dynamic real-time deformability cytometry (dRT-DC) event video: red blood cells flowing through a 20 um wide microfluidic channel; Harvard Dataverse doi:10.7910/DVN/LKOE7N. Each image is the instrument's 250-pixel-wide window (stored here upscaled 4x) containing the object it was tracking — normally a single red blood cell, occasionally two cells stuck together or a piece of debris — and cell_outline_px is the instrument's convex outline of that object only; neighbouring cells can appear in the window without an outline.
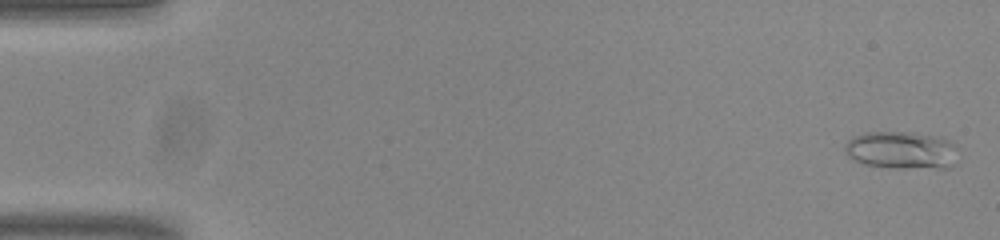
{"species": "common noctule bat (a hibernating species)", "species_latin": "Nyctalus noctula", "temperature_condition": "room temperature", "stored_images_in_passage": 54, "camera_frame_rate_fps": 3000, "um_per_image_px": 0.085, "animal": {"sex": "male", "body_mass_g": 20.0, "forearm_length_mm": 53.3}, "frame": {"image": 1, "passage_image": 2, "time_ms": 0.333, "image_size_px": [1000, 240], "cell_outline_px": [[956, 164], [948, 168], [888, 168], [864, 164], [852, 160], [844, 152], [844, 144], [852, 136], [864, 132], [912, 132], [936, 136], [948, 140], [956, 144]], "centroid_in_image_um": [76.61, 12.77], "position_along_channel_um": 8.4, "area_um2": 25.37}}
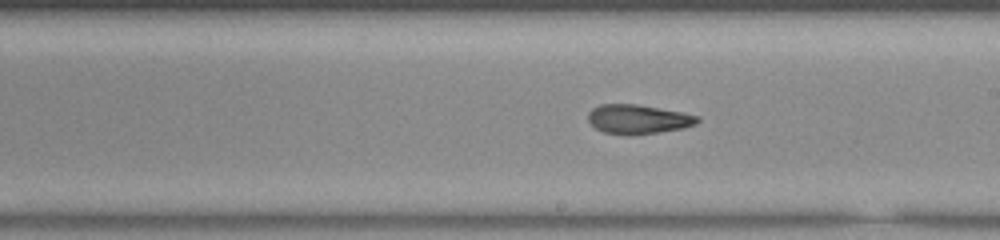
{"frame": {"image": 2, "passage_image": 31, "time_ms": 10.0, "image_size_px": [1000, 240], "cell_outline_px": [[700, 120], [696, 124], [684, 128], [656, 132], [604, 132], [596, 128], [588, 120], [588, 112], [592, 108], [600, 104], [636, 104], [684, 112], [700, 116]], "centroid_in_image_um": [54.28, 10.08], "position_along_channel_um": 234.7, "area_um2": 18.03}}
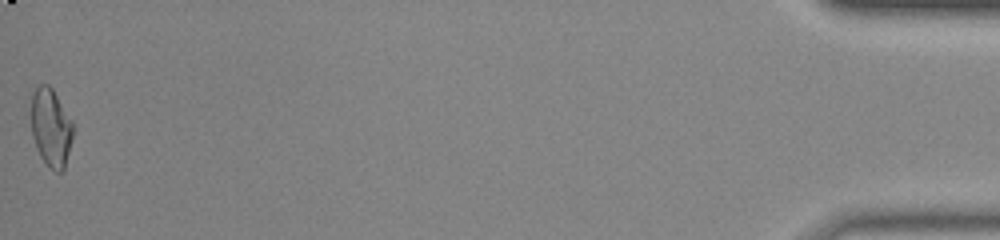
{"frame": {"image": 3, "passage_image": 54, "time_ms": 17.667, "image_size_px": [1000, 240], "cell_outline_px": [[72, 140], [64, 168], [60, 172], [56, 172], [48, 168], [40, 156], [36, 148], [32, 136], [32, 92], [40, 84], [48, 84], [52, 88], [72, 120]], "centroid_in_image_um": [4.32, 10.86], "position_along_channel_um": 430.9, "area_um2": 19.02}, "authors_computed_cell_mechanics": {"area_um2": 19.5364, "velocity_mm_per_s": 3.8406, "shape_relaxation_time_tau1_ms": null, "shape_relaxation_time_tau2_ms": 2.6265, "deformation_change_tau1": null, "deformation_change_tau2": 0.0985}}